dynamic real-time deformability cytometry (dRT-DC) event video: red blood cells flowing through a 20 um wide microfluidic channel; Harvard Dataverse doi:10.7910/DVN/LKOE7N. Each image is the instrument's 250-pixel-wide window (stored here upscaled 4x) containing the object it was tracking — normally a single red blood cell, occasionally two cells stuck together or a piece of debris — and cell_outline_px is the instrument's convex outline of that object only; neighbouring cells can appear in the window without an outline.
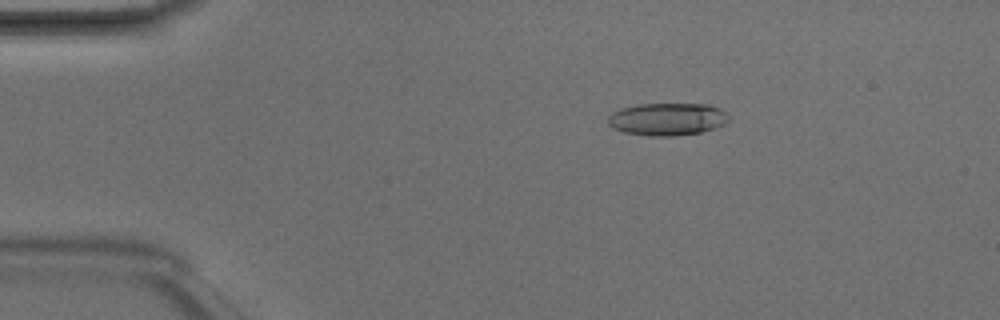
{"species": "Egyptian fruit bat (a non-hibernating species)", "species_latin": "Rousettus aegyptiacus", "temperature_condition": "room temperature", "stored_images_in_passage": 4, "camera_frame_rate_fps": 3000, "um_per_image_px": 0.085, "animal": {"sex": "male"}, "frame": {"image": 1, "passage_image": 3, "time_ms": 0.667, "image_size_px": [1000, 320], "cell_outline_px": [[728, 120], [724, 124], [716, 128], [700, 132], [676, 136], [648, 136], [624, 132], [612, 128], [608, 124], [608, 116], [612, 112], [620, 108], [636, 104], [708, 104], [720, 108], [728, 116]], "centroid_in_image_um": [56.69, 10.13], "position_along_channel_um": 28.3, "area_um2": 23.06}}